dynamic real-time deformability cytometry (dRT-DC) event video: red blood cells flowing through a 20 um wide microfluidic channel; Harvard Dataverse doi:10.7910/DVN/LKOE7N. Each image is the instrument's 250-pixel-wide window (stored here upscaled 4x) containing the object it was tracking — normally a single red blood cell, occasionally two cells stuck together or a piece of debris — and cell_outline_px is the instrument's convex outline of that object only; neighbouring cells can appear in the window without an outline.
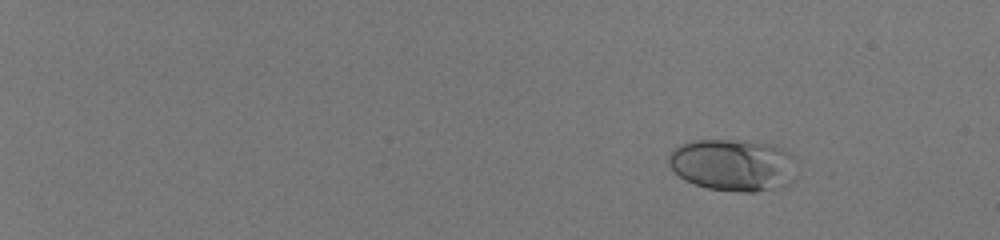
{"species": "human", "species_latin": "Homo sapiens", "temperature_condition": "room temperature", "stored_images_in_passage": 50, "camera_frame_rate_fps": 3000, "um_per_image_px": 0.085, "donor": {"sex": "male"}, "frame": {"image": 1, "passage_image": 1, "time_ms": 0.0, "image_size_px": [1000, 240], "cell_outline_px": [[796, 160], [792, 180], [788, 184], [752, 192], [740, 192], [708, 188], [684, 180], [668, 164], [668, 156], [672, 148], [680, 144], [692, 140], [744, 140], [768, 144], [784, 148]], "centroid_in_image_um": [62.28, 14.0], "position_along_channel_um": 22.7, "area_um2": 38.84}}
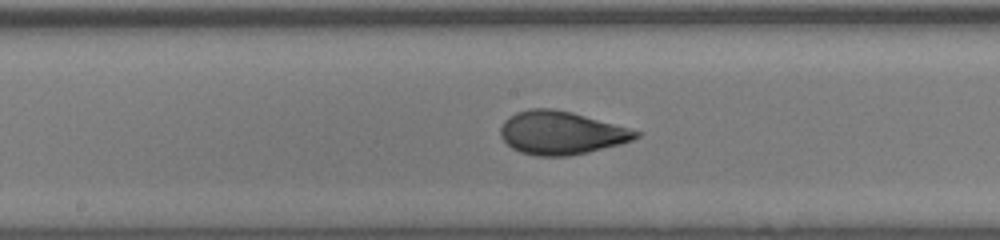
{"frame": {"image": 2, "passage_image": 29, "time_ms": 9.333, "image_size_px": [1000, 240], "cell_outline_px": [[640, 136], [632, 140], [620, 144], [588, 152], [568, 156], [536, 156], [520, 152], [512, 148], [500, 136], [500, 128], [504, 120], [508, 116], [516, 112], [528, 108], [552, 108], [572, 112], [628, 128], [640, 132]], "centroid_in_image_um": [47.66, 11.29], "position_along_channel_um": 200.5, "area_um2": 34.04}}
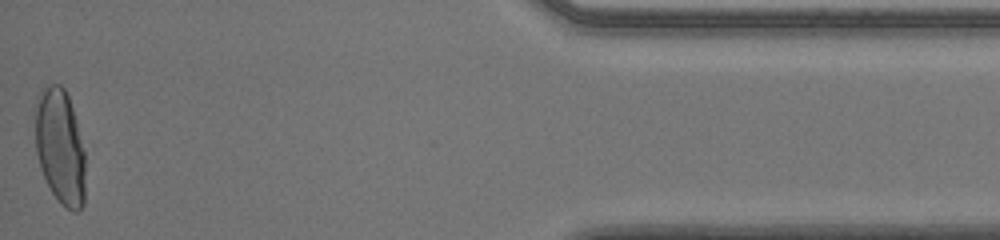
{"frame": {"image": 3, "passage_image": 50, "time_ms": 16.333, "image_size_px": [1000, 240], "cell_outline_px": [[84, 204], [76, 212], [60, 204], [52, 192], [40, 168], [36, 152], [36, 96], [44, 88], [52, 84], [60, 84], [64, 88], [68, 96], [76, 120], [84, 152]], "centroid_in_image_um": [5.1, 12.47], "position_along_channel_um": 430.1, "area_um2": 33.35}, "authors_computed_cell_mechanics": {"area_um2": 33.4084, "velocity_mm_per_s": 4.0165, "shape_relaxation_time_tau1_ms": 3.8122, "shape_relaxation_time_tau2_ms": null, "deformation_change_tau1": 0.1867, "deformation_change_tau2": null}}